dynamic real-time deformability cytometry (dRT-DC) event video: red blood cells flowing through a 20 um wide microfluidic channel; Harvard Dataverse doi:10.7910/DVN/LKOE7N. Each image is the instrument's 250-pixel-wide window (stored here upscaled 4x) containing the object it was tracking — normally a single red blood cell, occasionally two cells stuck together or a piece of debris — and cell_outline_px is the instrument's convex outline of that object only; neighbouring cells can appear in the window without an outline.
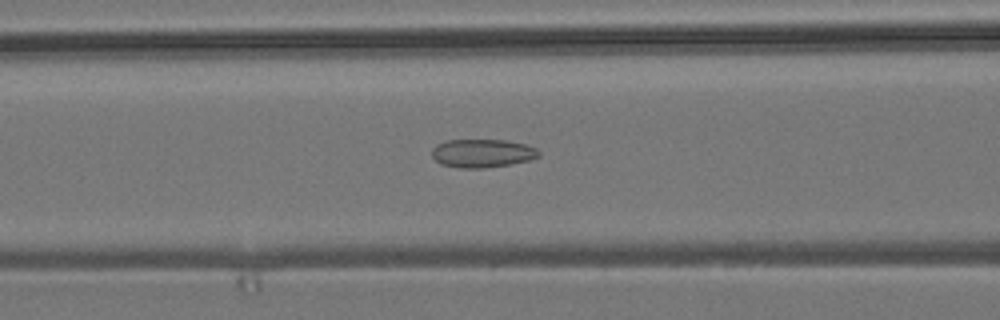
{"species": "common noctule bat (a hibernating species)", "species_latin": "Nyctalus noctula", "temperature_condition": "room temperature", "stored_images_in_passage": 53, "camera_frame_rate_fps": 3000, "um_per_image_px": 0.085, "animal": {"sex": "male", "body_mass_g": 19.2, "forearm_length_mm": 51.8}, "frame": {"image": 1, "passage_image": 21, "time_ms": 6.667, "image_size_px": [1000, 320], "cell_outline_px": [[540, 156], [528, 160], [508, 164], [484, 168], [460, 168], [440, 164], [432, 156], [432, 148], [436, 144], [444, 140], [504, 140], [524, 144], [536, 148], [540, 152]], "centroid_in_image_um": [40.96, 13.02], "position_along_channel_um": 125.6, "area_um2": 17.63}}
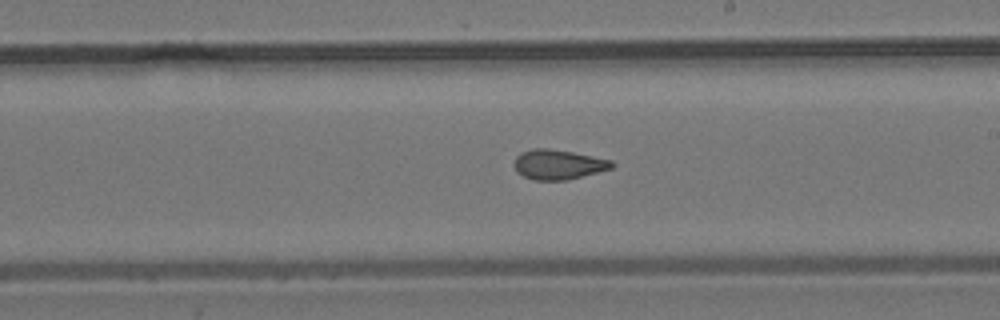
{"frame": {"image": 2, "passage_image": 30, "time_ms": 9.667, "image_size_px": [1000, 320], "cell_outline_px": [[616, 164], [612, 168], [568, 180], [532, 180], [516, 172], [512, 164], [516, 156], [520, 152], [532, 148], [548, 148], [572, 152], [612, 160]], "centroid_in_image_um": [47.41, 13.98], "position_along_channel_um": 241.6, "area_um2": 17.17}}
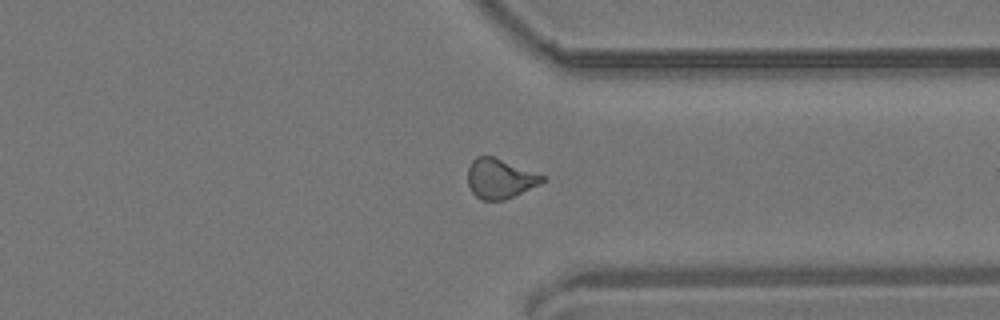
{"frame": {"image": 3, "passage_image": 40, "time_ms": 13.0, "image_size_px": [1000, 320], "cell_outline_px": [[548, 180], [540, 184], [504, 200], [480, 200], [472, 192], [468, 184], [468, 168], [472, 160], [476, 156], [492, 156], [548, 176]], "centroid_in_image_um": [42.53, 15.17], "position_along_channel_um": 368.9, "area_um2": 17.4}, "authors_computed_cell_mechanics": {"area_um2": 17.2244, "velocity_mm_per_s": 3.8674, "shape_relaxation_time_tau1_ms": null, "shape_relaxation_time_tau2_ms": 1.6928, "deformation_change_tau1": null, "deformation_change_tau2": 0.0855}}